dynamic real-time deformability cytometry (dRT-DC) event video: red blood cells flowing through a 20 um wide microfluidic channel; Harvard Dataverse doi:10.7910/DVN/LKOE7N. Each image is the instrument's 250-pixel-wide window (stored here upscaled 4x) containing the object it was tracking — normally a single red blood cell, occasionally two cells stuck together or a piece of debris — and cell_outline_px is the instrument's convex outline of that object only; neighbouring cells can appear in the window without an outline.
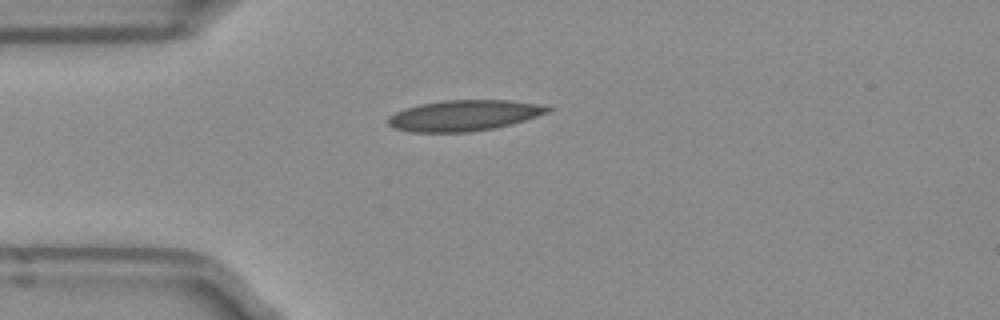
{"species": "Egyptian fruit bat (a non-hibernating species)", "species_latin": "Rousettus aegyptiacus", "temperature_condition": "room temperature", "stored_images_in_passage": 1, "camera_frame_rate_fps": 3000, "um_per_image_px": 0.085, "frame": {"image": 1, "passage_image": 1, "time_ms": 0.0, "image_size_px": [1000, 320], "cell_outline_px": [[552, 108], [548, 112], [512, 124], [496, 128], [468, 132], [412, 132], [392, 128], [388, 124], [388, 116], [396, 112], [420, 104], [444, 100], [508, 100], [536, 104]], "centroid_in_image_um": [39.4, 9.82], "position_along_channel_um": 45.6, "area_um2": 28.44}}